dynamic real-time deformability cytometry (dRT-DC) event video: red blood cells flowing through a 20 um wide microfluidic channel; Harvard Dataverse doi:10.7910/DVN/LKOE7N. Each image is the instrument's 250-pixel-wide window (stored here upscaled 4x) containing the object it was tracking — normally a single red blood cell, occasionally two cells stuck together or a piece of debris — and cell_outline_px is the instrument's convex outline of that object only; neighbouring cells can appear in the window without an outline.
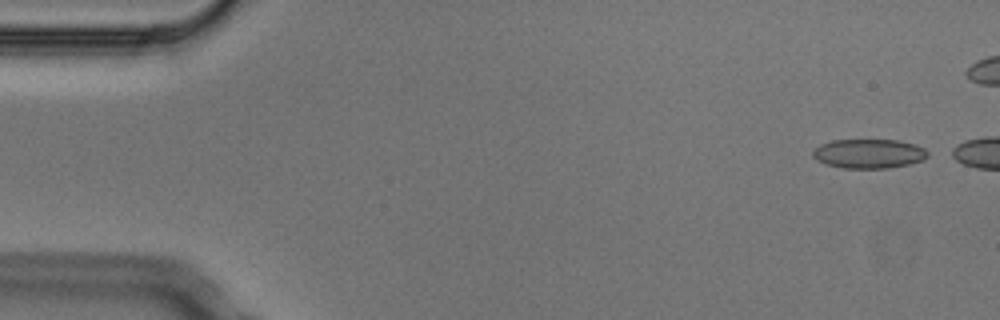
{"species": "Egyptian fruit bat (a non-hibernating species)", "species_latin": "Rousettus aegyptiacus", "temperature_condition": "cold", "stored_images_in_passage": 4, "camera_frame_rate_fps": 3000, "um_per_image_px": 0.085, "animal": {"sex": "male"}, "frame": {"image": 1, "passage_image": 1, "time_ms": 0.0, "image_size_px": [1000, 320], "cell_outline_px": [[928, 156], [924, 160], [908, 164], [888, 168], [844, 168], [824, 164], [816, 160], [812, 156], [812, 152], [820, 144], [832, 140], [900, 140], [916, 144], [924, 148], [928, 152]], "centroid_in_image_um": [73.85, 13.06], "position_along_channel_um": 11.1, "area_um2": 19.77}}